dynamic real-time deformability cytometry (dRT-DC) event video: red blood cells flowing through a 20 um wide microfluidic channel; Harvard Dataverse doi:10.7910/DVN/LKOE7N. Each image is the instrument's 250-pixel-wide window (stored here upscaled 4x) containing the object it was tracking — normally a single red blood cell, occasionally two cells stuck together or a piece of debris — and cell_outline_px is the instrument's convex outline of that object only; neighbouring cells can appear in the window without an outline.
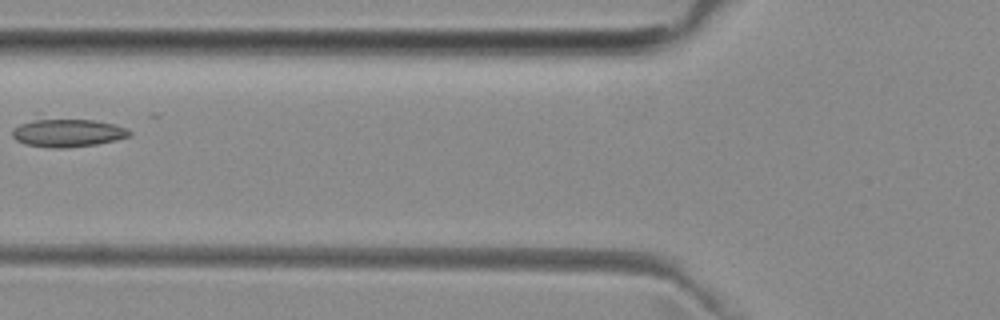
{"species": "common noctule bat (a hibernating species)", "species_latin": "Nyctalus noctula", "temperature_condition": "room temperature", "stored_images_in_passage": 6, "camera_frame_rate_fps": 3000, "um_per_image_px": 0.085, "animal": {"sex": "female", "body_mass_g": 29.2, "forearm_length_mm": 56.3}, "frame": {"image": 1, "passage_image": 5, "time_ms": 6.0, "image_size_px": [1000, 320], "cell_outline_px": [[132, 132], [128, 136], [116, 140], [96, 144], [64, 148], [52, 148], [24, 144], [16, 140], [12, 136], [12, 132], [20, 124], [36, 112], [92, 120], [116, 124], [128, 128]], "centroid_in_image_um": [5.64, 11.18], "position_along_channel_um": 120.2, "area_um2": 20.87}}
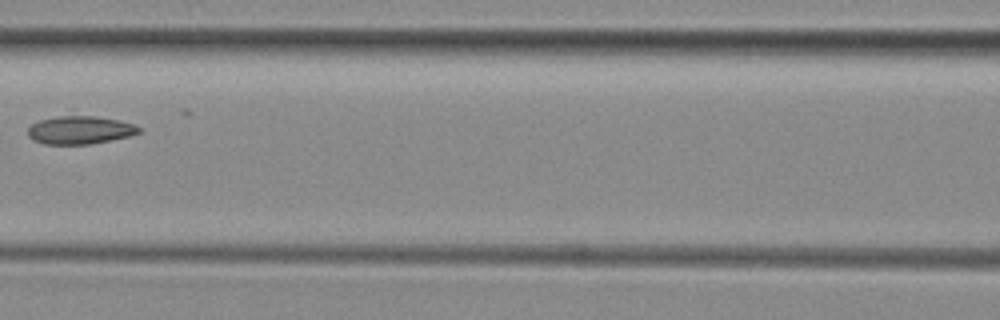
{"frame": {"image": 2, "passage_image": 6, "time_ms": 7.0, "image_size_px": [1000, 320], "cell_outline_px": [[140, 132], [128, 136], [112, 140], [88, 144], [44, 144], [32, 140], [28, 136], [28, 128], [32, 124], [40, 120], [72, 108], [120, 120], [132, 124], [140, 128]], "centroid_in_image_um": [6.74, 10.93], "position_along_channel_um": 159.9, "area_um2": 19.83}}